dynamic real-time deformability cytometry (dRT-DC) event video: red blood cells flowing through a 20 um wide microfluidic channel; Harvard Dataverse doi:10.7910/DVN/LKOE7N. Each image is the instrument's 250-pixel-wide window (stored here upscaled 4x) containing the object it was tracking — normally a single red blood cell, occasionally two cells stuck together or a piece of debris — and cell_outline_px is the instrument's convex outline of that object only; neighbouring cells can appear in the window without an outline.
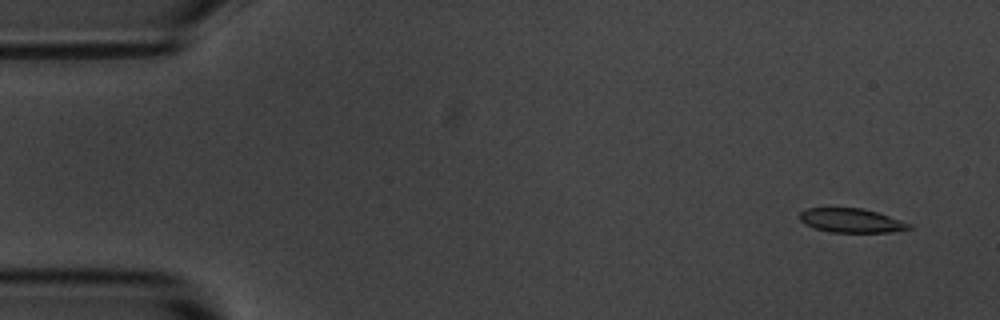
{"species": "common noctule bat (a hibernating species)", "species_latin": "Nyctalus noctula", "temperature_condition": "room temperature", "stored_images_in_passage": 56, "camera_frame_rate_fps": 3000, "um_per_image_px": 0.085, "animal": {"sex": "male", "body_mass_g": 20.1, "forearm_length_mm": 53.5}, "frame": {"image": 1, "passage_image": 4, "time_ms": 1.0, "image_size_px": [1000, 320], "cell_outline_px": [[912, 228], [892, 232], [832, 232], [816, 228], [804, 224], [800, 220], [800, 212], [804, 208], [860, 208], [876, 212], [912, 224]], "centroid_in_image_um": [72.34, 18.74], "position_along_channel_um": 12.7, "area_um2": 15.2}}
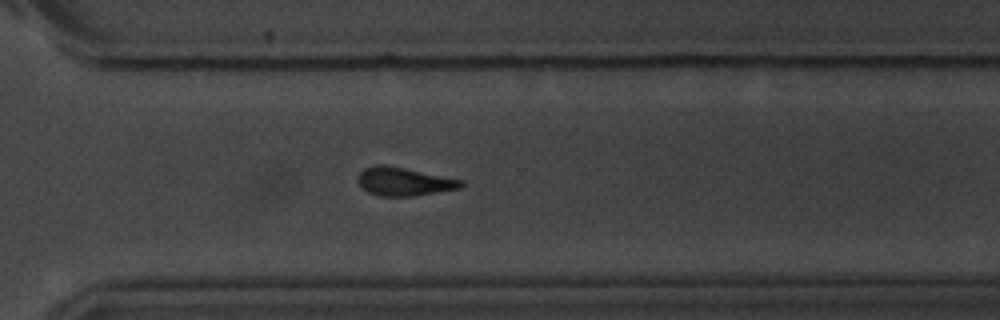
{"frame": {"image": 2, "passage_image": 40, "time_ms": 13.0, "image_size_px": [1000, 320], "cell_outline_px": [[464, 184], [460, 188], [412, 196], [380, 196], [368, 192], [360, 184], [360, 172], [364, 168], [376, 164], [388, 164], [464, 180]], "centroid_in_image_um": [34.37, 15.41], "position_along_channel_um": 336.2, "area_um2": 16.99}}
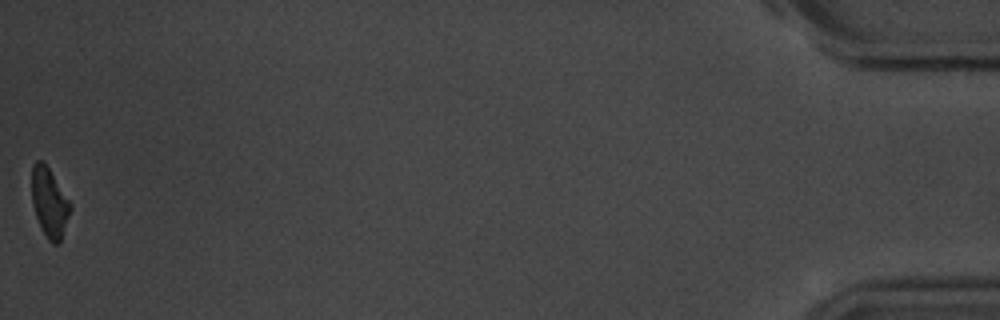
{"frame": {"image": 3, "passage_image": 56, "time_ms": 18.333, "image_size_px": [1000, 320], "cell_outline_px": [[72, 208], [60, 244], [52, 244], [48, 240], [40, 228], [32, 204], [32, 164], [36, 160], [44, 160], [72, 204]], "centroid_in_image_um": [4.21, 17.22], "position_along_channel_um": 431.0, "area_um2": 15.95}, "authors_computed_cell_mechanics": {"area_um2": 17.1088, "velocity_mm_per_s": 3.6235, "shape_relaxation_time_tau1_ms": 2.6531, "shape_relaxation_time_tau2_ms": 5.3346, "deformation_change_tau1": 0.1406, "deformation_change_tau2": 0.1181}}